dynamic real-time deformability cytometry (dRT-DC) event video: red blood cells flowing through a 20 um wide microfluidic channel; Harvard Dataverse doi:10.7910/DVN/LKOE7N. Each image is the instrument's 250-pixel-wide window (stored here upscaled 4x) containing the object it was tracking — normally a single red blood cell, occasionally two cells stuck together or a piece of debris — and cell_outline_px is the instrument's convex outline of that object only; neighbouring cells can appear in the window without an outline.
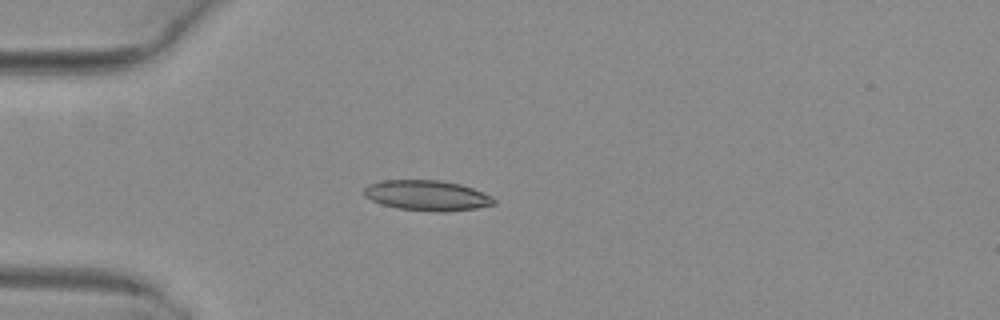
{"species": "common noctule bat (a hibernating species)", "species_latin": "Nyctalus noctula", "temperature_condition": "warm", "stored_images_in_passage": 4, "camera_frame_rate_fps": 3000, "um_per_image_px": 0.085, "animal": {"sex": "female", "body_mass_g": 29.2, "forearm_length_mm": 56.3}, "frame": {"image": 1, "passage_image": 4, "time_ms": 1.0, "image_size_px": [1000, 320], "cell_outline_px": [[496, 204], [476, 208], [444, 212], [440, 212], [396, 208], [380, 204], [364, 196], [364, 188], [368, 184], [384, 180], [440, 180], [460, 184], [472, 188], [492, 196], [496, 200]], "centroid_in_image_um": [36.29, 16.61], "position_along_channel_um": 48.7, "area_um2": 23.0}}